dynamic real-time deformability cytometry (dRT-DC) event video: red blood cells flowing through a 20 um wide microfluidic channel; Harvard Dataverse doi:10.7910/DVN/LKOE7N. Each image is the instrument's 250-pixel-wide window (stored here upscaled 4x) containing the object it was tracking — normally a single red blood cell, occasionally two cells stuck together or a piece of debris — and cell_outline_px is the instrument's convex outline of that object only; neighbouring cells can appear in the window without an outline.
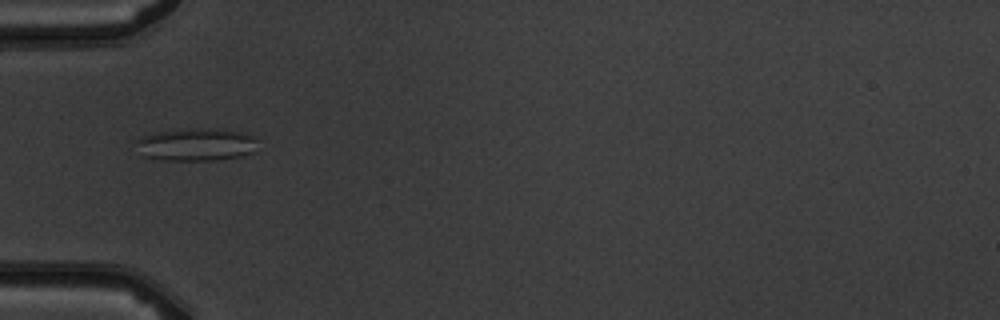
{"species": "common noctule bat (a hibernating species)", "species_latin": "Nyctalus noctula", "temperature_condition": "warm", "stored_images_in_passage": 5, "camera_frame_rate_fps": 3000, "um_per_image_px": 0.085, "animal": {"sex": "male", "body_mass_g": 19.5, "forearm_length_mm": 54.6}, "frame": {"image": 1, "passage_image": 5, "time_ms": 4.667, "image_size_px": [1000, 320], "cell_outline_px": [[256, 152], [240, 156], [216, 160], [164, 160], [140, 156], [136, 140], [152, 132], [196, 128], [216, 128], [248, 132], [256, 140]], "centroid_in_image_um": [16.7, 12.28], "position_along_channel_um": 68.3, "area_um2": 23.52}}